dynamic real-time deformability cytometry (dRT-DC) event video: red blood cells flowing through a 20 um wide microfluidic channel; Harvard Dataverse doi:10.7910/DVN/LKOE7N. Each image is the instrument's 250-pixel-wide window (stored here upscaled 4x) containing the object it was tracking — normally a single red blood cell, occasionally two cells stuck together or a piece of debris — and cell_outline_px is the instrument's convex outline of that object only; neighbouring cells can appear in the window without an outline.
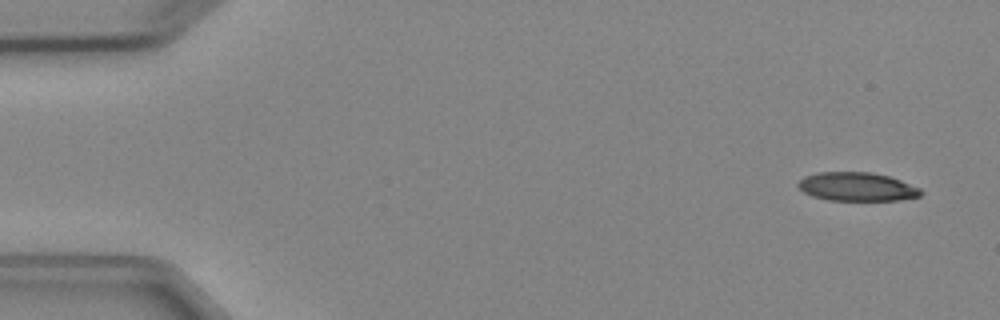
{"species": "Egyptian fruit bat (a non-hibernating species)", "species_latin": "Rousettus aegyptiacus", "temperature_condition": "cold", "stored_images_in_passage": 4, "camera_frame_rate_fps": 3000, "um_per_image_px": 0.085, "animal": {"sex": "female"}, "frame": {"image": 1, "passage_image": 1, "time_ms": 0.0, "image_size_px": [1000, 320], "cell_outline_px": [[924, 192], [920, 196], [900, 200], [828, 200], [812, 196], [804, 192], [796, 184], [804, 176], [816, 172], [872, 172], [888, 176], [900, 180], [920, 188]], "centroid_in_image_um": [72.84, 15.87], "position_along_channel_um": 12.2, "area_um2": 20.52}}
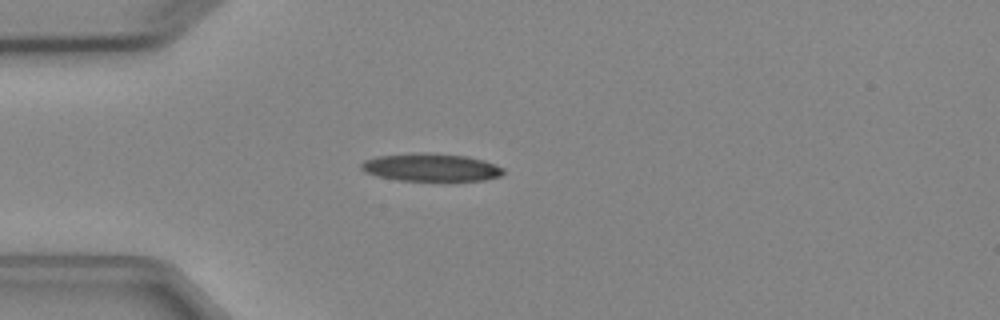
{"frame": {"image": 2, "passage_image": 4, "time_ms": 3.667, "image_size_px": [1000, 320], "cell_outline_px": [[504, 172], [500, 176], [484, 180], [396, 180], [376, 176], [364, 172], [360, 168], [360, 164], [364, 160], [376, 156], [416, 152], [424, 152], [468, 156], [484, 160], [496, 164], [504, 168]], "centroid_in_image_um": [36.6, 14.21], "position_along_channel_um": 48.4, "area_um2": 23.24}}